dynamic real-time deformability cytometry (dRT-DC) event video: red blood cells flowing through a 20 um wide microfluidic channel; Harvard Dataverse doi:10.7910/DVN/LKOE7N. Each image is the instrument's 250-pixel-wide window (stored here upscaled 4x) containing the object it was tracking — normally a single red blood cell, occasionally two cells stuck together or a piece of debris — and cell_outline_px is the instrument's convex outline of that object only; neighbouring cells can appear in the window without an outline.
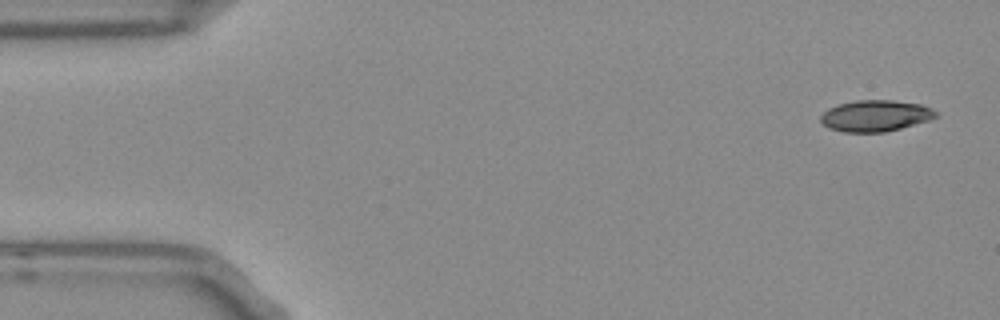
{"species": "Egyptian fruit bat (a non-hibernating species)", "species_latin": "Rousettus aegyptiacus", "temperature_condition": "room temperature", "stored_images_in_passage": 2, "camera_frame_rate_fps": 3000, "um_per_image_px": 0.085, "frame": {"image": 1, "passage_image": 1, "time_ms": 0.0, "image_size_px": [1000, 320], "cell_outline_px": [[912, 120], [904, 124], [892, 128], [840, 128], [852, 104], [904, 104], [912, 108]], "centroid_in_image_um": [74.57, 9.86], "position_along_channel_um": 10.4, "area_um2": 10.81}}